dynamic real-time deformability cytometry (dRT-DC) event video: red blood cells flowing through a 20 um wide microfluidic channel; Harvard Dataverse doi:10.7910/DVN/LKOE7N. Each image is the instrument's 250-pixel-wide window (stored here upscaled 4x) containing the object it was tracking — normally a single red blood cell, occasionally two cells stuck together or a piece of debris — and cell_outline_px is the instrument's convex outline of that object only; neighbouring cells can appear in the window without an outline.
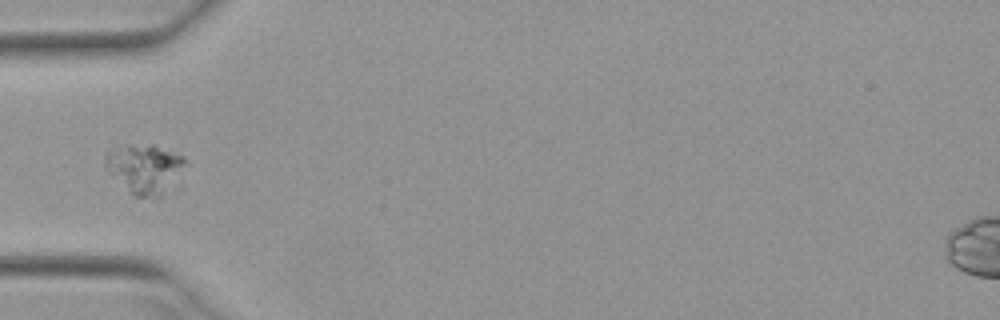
{"species": "Egyptian fruit bat (a non-hibernating species)", "species_latin": "Rousettus aegyptiacus", "temperature_condition": "warm", "stored_images_in_passage": 3, "camera_frame_rate_fps": 3000, "um_per_image_px": 0.085, "animal": {"sex": "female"}, "frame": {"image": 1, "passage_image": 1, "time_ms": 0.0, "image_size_px": [1000, 320], "cell_outline_px": [[188, 160], [160, 196], [132, 196], [104, 168], [104, 160], [108, 152], [116, 148], [128, 144], [156, 144], [184, 156]], "centroid_in_image_um": [12.23, 14.28], "position_along_channel_um": 72.8, "area_um2": 22.6}}